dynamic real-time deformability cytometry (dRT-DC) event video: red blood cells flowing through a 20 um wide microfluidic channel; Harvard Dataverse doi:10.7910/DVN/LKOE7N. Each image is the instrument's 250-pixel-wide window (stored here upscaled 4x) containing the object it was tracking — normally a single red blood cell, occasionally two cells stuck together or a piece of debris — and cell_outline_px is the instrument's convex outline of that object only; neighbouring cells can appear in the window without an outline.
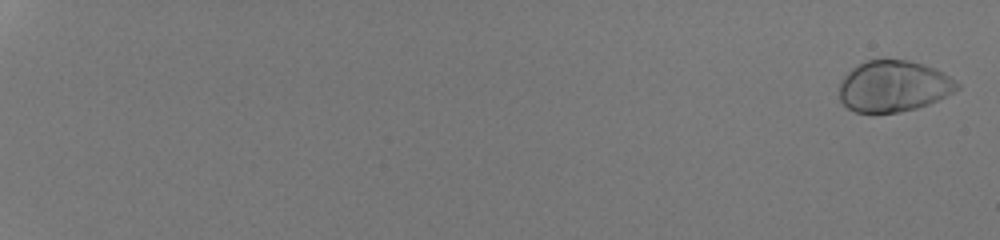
{"species": "human", "species_latin": "Homo sapiens", "temperature_condition": "room temperature", "stored_images_in_passage": 55, "camera_frame_rate_fps": 3000, "um_per_image_px": 0.085, "donor": {"sex": "male"}, "frame": {"image": 1, "passage_image": 2, "time_ms": 0.333, "image_size_px": [1000, 240], "cell_outline_px": [[960, 88], [928, 104], [916, 108], [896, 112], [856, 112], [848, 108], [840, 100], [840, 84], [844, 76], [852, 68], [864, 60], [908, 60], [924, 64], [948, 76], [960, 84]], "centroid_in_image_um": [75.92, 7.32], "position_along_channel_um": 9.1, "area_um2": 34.68}}
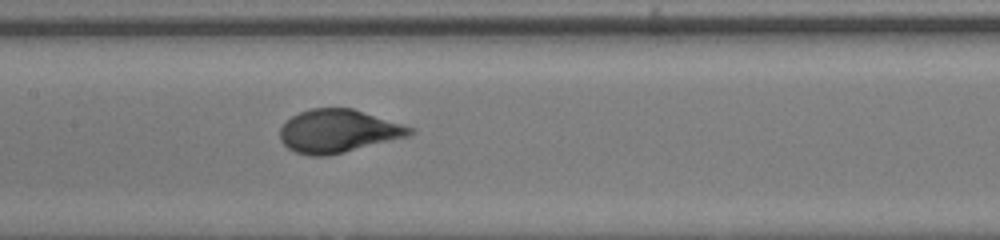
{"frame": {"image": 2, "passage_image": 33, "time_ms": 10.667, "image_size_px": [1000, 240], "cell_outline_px": [[416, 132], [408, 136], [328, 156], [312, 156], [296, 152], [288, 148], [280, 140], [280, 128], [292, 116], [300, 112], [312, 108], [352, 108], [416, 128]], "centroid_in_image_um": [28.76, 11.14], "position_along_channel_um": 178.6, "area_um2": 32.48}}
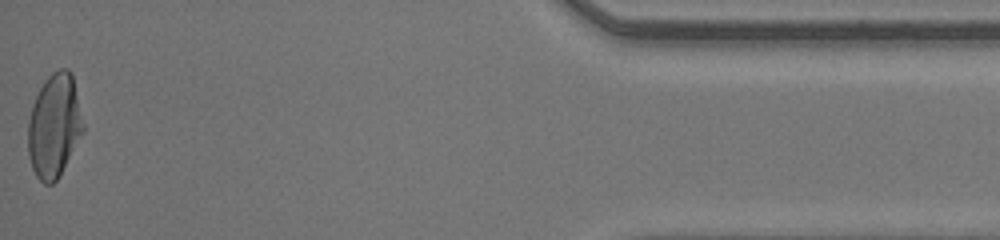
{"frame": {"image": 3, "passage_image": 55, "time_ms": 18.0, "image_size_px": [1000, 240], "cell_outline_px": [[84, 132], [56, 180], [52, 184], [44, 184], [36, 176], [32, 168], [28, 156], [28, 120], [36, 96], [40, 88], [48, 76], [52, 72], [60, 68], [68, 68], [72, 72], [84, 124]], "centroid_in_image_um": [4.62, 10.68], "position_along_channel_um": 430.6, "area_um2": 33.23}, "authors_computed_cell_mechanics": {"area_um2": 33.235, "velocity_mm_per_s": 4.2512, "shape_relaxation_time_tau1_ms": 3.7621, "shape_relaxation_time_tau2_ms": null, "deformation_change_tau1": 0.2068, "deformation_change_tau2": null}}